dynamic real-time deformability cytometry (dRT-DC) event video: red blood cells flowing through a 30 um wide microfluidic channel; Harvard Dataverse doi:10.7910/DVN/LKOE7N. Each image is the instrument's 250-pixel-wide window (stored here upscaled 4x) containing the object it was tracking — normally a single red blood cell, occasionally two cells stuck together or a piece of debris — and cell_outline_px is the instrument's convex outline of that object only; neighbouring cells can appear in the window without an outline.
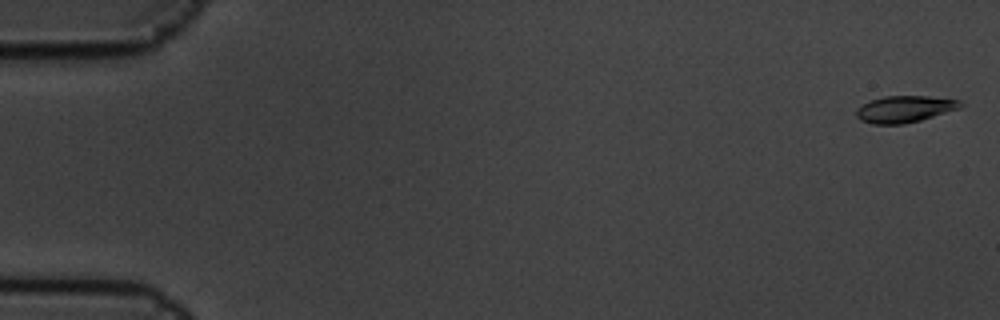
{"species": "common noctule bat (a hibernating species)", "species_latin": "Nyctalus noctula", "temperature_condition": "cold", "stored_images_in_passage": 7, "camera_frame_rate_fps": 3000, "um_per_image_px": 0.085, "animal": {"sex": "male", "body_mass_g": 19.5, "forearm_length_mm": 54.6}, "frame": {"image": 1, "passage_image": 1, "time_ms": 0.0, "image_size_px": [1000, 320], "cell_outline_px": [[964, 104], [960, 108], [920, 120], [904, 124], [872, 124], [860, 120], [856, 116], [856, 108], [872, 100], [884, 96], [928, 96], [960, 100]], "centroid_in_image_um": [76.89, 9.27], "position_along_channel_um": 8.1, "area_um2": 16.13}}
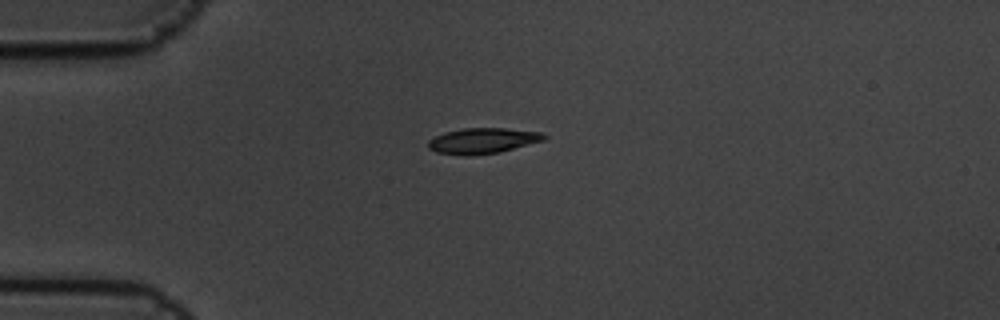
{"frame": {"image": 2, "passage_image": 5, "time_ms": 1.333, "image_size_px": [1000, 320], "cell_outline_px": [[548, 136], [544, 140], [500, 152], [436, 152], [428, 148], [428, 140], [444, 132], [464, 128], [504, 128], [544, 132]], "centroid_in_image_um": [41.12, 11.9], "position_along_channel_um": 43.9, "area_um2": 16.42}}
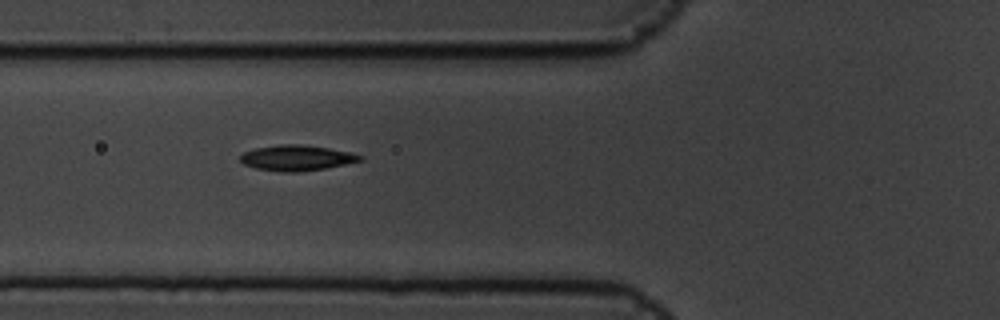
{"frame": {"image": 3, "passage_image": 7, "time_ms": 2.0, "image_size_px": [1000, 320], "cell_outline_px": [[364, 160], [324, 168], [296, 172], [284, 172], [256, 168], [244, 164], [240, 160], [240, 156], [244, 152], [256, 148], [276, 144], [304, 144], [352, 152], [364, 156]], "centroid_in_image_um": [25.24, 13.4], "position_along_channel_um": 100.6, "area_um2": 17.8}}